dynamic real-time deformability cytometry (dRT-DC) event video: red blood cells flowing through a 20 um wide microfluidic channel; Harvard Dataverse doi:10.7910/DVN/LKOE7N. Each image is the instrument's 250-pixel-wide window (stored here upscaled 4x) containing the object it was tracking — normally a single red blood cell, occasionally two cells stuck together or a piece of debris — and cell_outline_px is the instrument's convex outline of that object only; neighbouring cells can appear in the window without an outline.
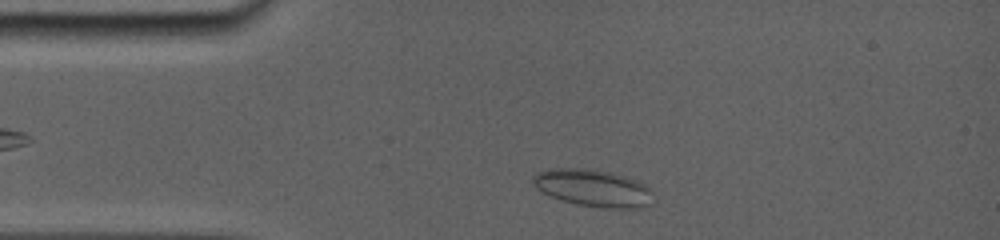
{"species": "common noctule bat (a hibernating species)", "species_latin": "Nyctalus noctula", "temperature_condition": "room temperature", "stored_images_in_passage": 30, "camera_frame_rate_fps": 5000, "um_per_image_px": 0.085, "animal": {"sex": "female", "body_mass_g": 19.0, "forearm_length_mm": 56.7}, "frame": {"image": 1, "passage_image": 4, "time_ms": 0.6, "image_size_px": [1000, 240], "cell_outline_px": [[652, 204], [640, 208], [600, 208], [576, 204], [552, 196], [536, 188], [532, 184], [532, 176], [536, 172], [548, 168], [588, 168], [608, 172], [624, 176], [636, 180], [644, 184], [652, 192]], "centroid_in_image_um": [50.4, 15.98], "position_along_channel_um": 34.6, "area_um2": 26.13}}
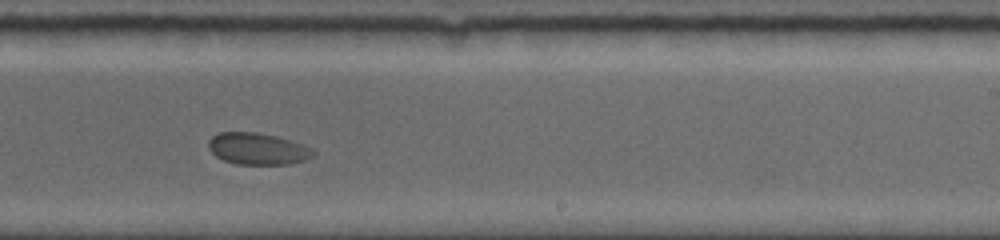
{"frame": {"image": 2, "passage_image": 20, "time_ms": 7.6, "image_size_px": [1000, 240], "cell_outline_px": [[316, 152], [312, 156], [304, 160], [288, 164], [236, 164], [224, 160], [216, 156], [208, 148], [208, 140], [212, 136], [220, 132], [256, 132], [276, 136], [304, 144], [312, 148]], "centroid_in_image_um": [21.9, 12.64], "position_along_channel_um": 267.1, "area_um2": 19.36}}
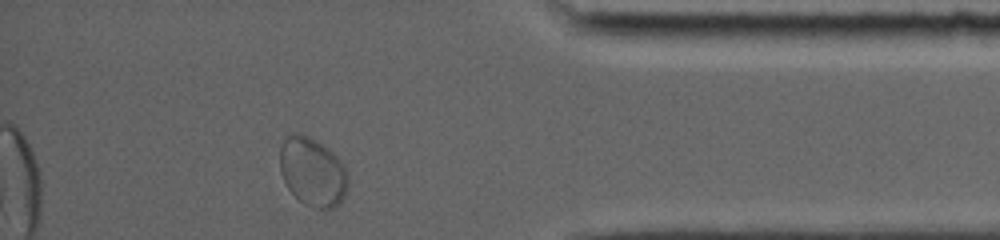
{"frame": {"image": 3, "passage_image": 29, "time_ms": 11.8, "image_size_px": [1000, 240], "cell_outline_px": [[348, 184], [344, 196], [340, 204], [332, 208], [316, 208], [304, 204], [288, 188], [280, 172], [280, 144], [284, 136], [292, 132], [300, 132], [308, 136], [328, 148], [344, 164], [348, 176]], "centroid_in_image_um": [26.55, 14.57], "position_along_channel_um": 408.6, "area_um2": 27.51}}